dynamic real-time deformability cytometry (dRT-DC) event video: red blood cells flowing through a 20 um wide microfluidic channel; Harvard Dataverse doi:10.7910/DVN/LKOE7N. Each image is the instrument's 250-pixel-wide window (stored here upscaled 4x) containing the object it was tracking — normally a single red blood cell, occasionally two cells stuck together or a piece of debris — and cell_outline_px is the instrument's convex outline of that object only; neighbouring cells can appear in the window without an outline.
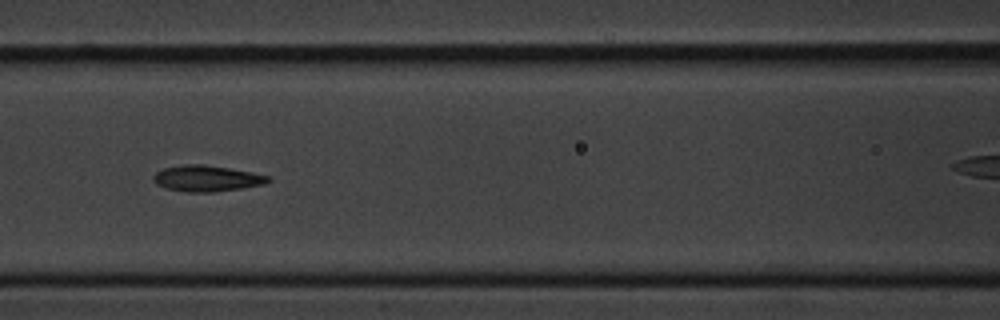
{"species": "common noctule bat (a hibernating species)", "species_latin": "Nyctalus noctula", "temperature_condition": "cold", "stored_images_in_passage": 11, "segment_of_instrument_passage": [1, 2], "camera_frame_rate_fps": 3000, "um_per_image_px": 0.085, "animal": {"sex": "male", "body_mass_g": 20.1, "forearm_length_mm": 53.5}, "frame": {"image": 1, "passage_image": 7, "time_ms": 8.0, "image_size_px": [1000, 320], "cell_outline_px": [[272, 180], [264, 184], [216, 192], [188, 192], [168, 188], [156, 184], [152, 180], [152, 176], [156, 172], [164, 168], [180, 164], [204, 164], [252, 172], [268, 176]], "centroid_in_image_um": [17.55, 15.16], "position_along_channel_um": 149.1, "area_um2": 17.4}}
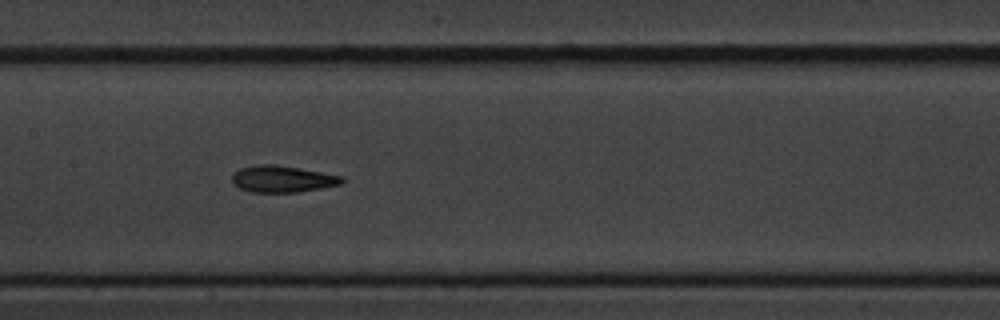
{"frame": {"image": 2, "passage_image": 8, "time_ms": 9.0, "image_size_px": [1000, 320], "cell_outline_px": [[344, 180], [340, 184], [324, 188], [300, 192], [252, 192], [240, 188], [232, 180], [232, 176], [240, 168], [260, 164], [276, 164], [300, 168], [344, 176]], "centroid_in_image_um": [24.05, 15.21], "position_along_channel_um": 183.3, "area_um2": 17.05}}
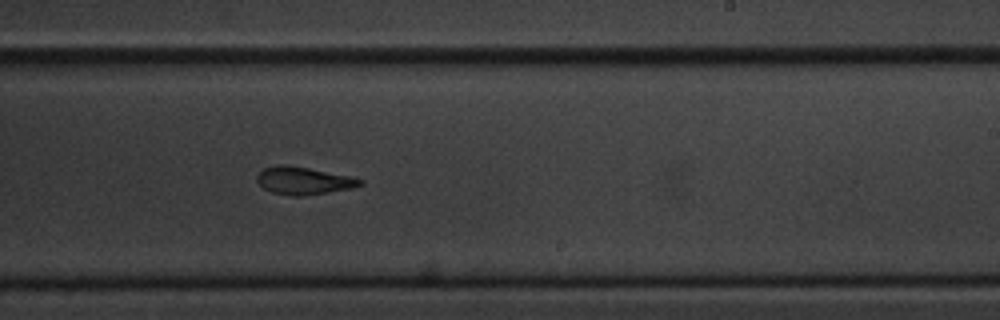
{"frame": {"image": 3, "passage_image": 10, "time_ms": 11.333, "image_size_px": [1000, 320], "cell_outline_px": [[364, 184], [352, 188], [304, 196], [292, 196], [272, 192], [264, 188], [256, 180], [256, 176], [264, 168], [280, 164], [284, 164], [308, 168], [348, 176], [364, 180]], "centroid_in_image_um": [25.79, 15.36], "position_along_channel_um": 263.2, "area_um2": 16.42}}